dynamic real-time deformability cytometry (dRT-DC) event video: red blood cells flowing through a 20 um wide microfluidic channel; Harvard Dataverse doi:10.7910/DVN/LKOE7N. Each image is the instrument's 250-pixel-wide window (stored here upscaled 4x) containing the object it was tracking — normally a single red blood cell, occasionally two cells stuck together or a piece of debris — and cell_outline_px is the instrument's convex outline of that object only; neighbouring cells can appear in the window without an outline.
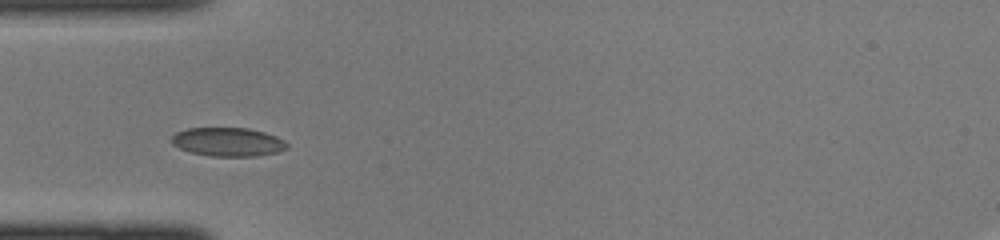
{"species": "common noctule bat (a hibernating species)", "species_latin": "Nyctalus noctula", "temperature_condition": "cold", "stored_images_in_passage": 25, "camera_frame_rate_fps": 3000, "um_per_image_px": 0.085, "animal": {"sex": "female", "body_mass_g": 22.0, "forearm_length_mm": 56.7}, "frame": {"image": 1, "passage_image": 1, "time_ms": 0.0, "image_size_px": [1000, 240], "cell_outline_px": [[288, 148], [276, 152], [256, 156], [212, 156], [192, 152], [180, 148], [172, 144], [172, 136], [176, 132], [188, 128], [248, 128], [264, 132], [276, 136], [284, 140], [288, 144]], "centroid_in_image_um": [19.39, 12.06], "position_along_channel_um": 65.6, "area_um2": 19.19}}
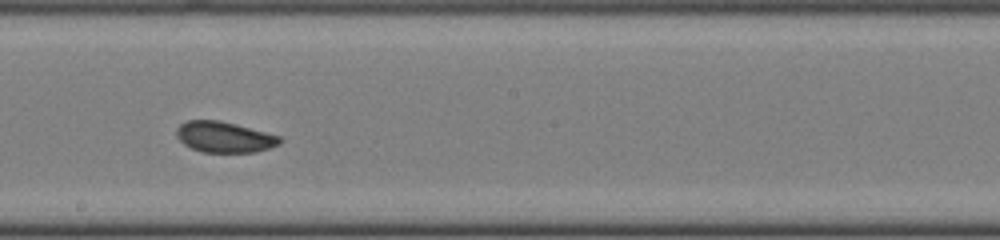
{"frame": {"image": 2, "passage_image": 12, "time_ms": 3.667, "image_size_px": [1000, 240], "cell_outline_px": [[284, 140], [280, 144], [256, 152], [200, 152], [184, 144], [176, 136], [176, 128], [180, 124], [188, 120], [220, 120], [236, 124], [280, 136]], "centroid_in_image_um": [19.07, 11.65], "position_along_channel_um": 229.1, "area_um2": 18.61}}
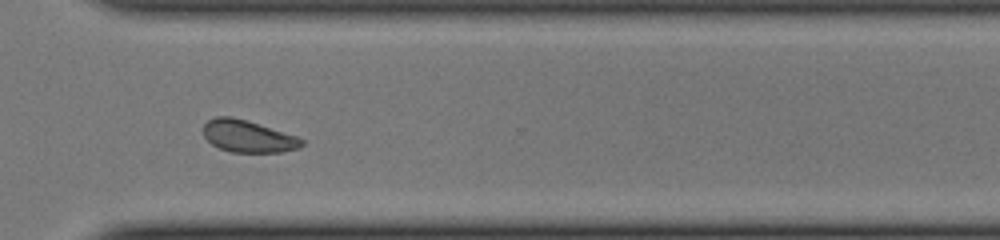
{"frame": {"image": 3, "passage_image": 20, "time_ms": 6.333, "image_size_px": [1000, 240], "cell_outline_px": [[304, 144], [296, 148], [280, 152], [232, 152], [220, 148], [212, 144], [204, 136], [204, 124], [208, 120], [216, 116], [232, 116], [296, 136], [304, 140]], "centroid_in_image_um": [21.05, 11.58], "position_along_channel_um": 349.6, "area_um2": 18.03}}